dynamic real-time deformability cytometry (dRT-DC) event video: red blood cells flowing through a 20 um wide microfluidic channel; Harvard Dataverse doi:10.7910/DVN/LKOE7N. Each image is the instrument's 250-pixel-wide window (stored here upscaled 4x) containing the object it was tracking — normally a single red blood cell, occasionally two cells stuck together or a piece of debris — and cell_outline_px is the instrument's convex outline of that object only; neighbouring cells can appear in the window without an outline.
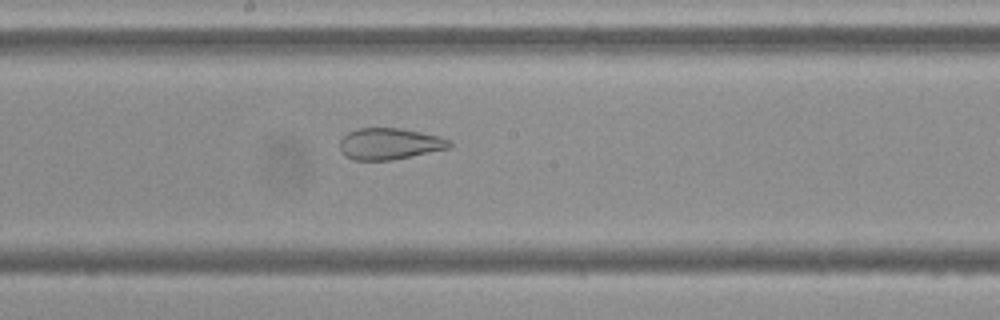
{"species": "Egyptian fruit bat (a non-hibernating species)", "species_latin": "Rousettus aegyptiacus", "temperature_condition": "cold", "stored_images_in_passage": 42, "camera_frame_rate_fps": 3000, "um_per_image_px": 0.085, "frame": {"image": 1, "passage_image": 16, "time_ms": 5.0, "image_size_px": [1000, 320], "cell_outline_px": [[452, 144], [448, 148], [392, 160], [356, 160], [344, 156], [340, 152], [340, 140], [348, 132], [356, 128], [400, 128], [440, 136], [452, 140]], "centroid_in_image_um": [33.09, 12.22], "position_along_channel_um": 215.1, "area_um2": 20.11}}
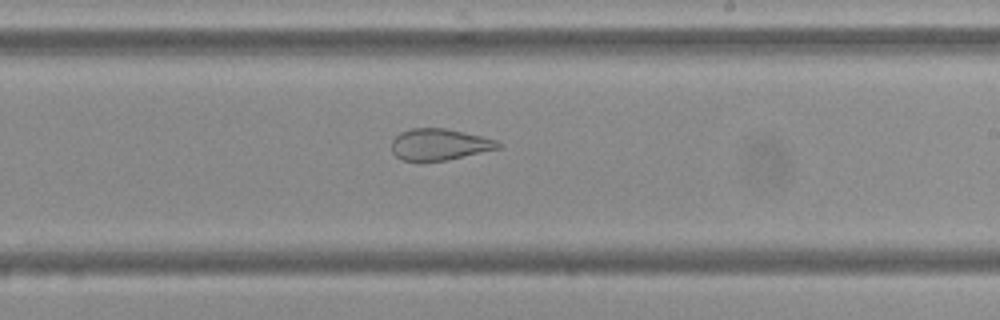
{"frame": {"image": 2, "passage_image": 19, "time_ms": 6.0, "image_size_px": [1000, 320], "cell_outline_px": [[504, 144], [500, 148], [448, 160], [420, 164], [400, 160], [392, 152], [392, 140], [400, 132], [412, 128], [444, 128], [480, 136], [496, 140]], "centroid_in_image_um": [37.3, 12.32], "position_along_channel_um": 251.7, "area_um2": 20.06}}
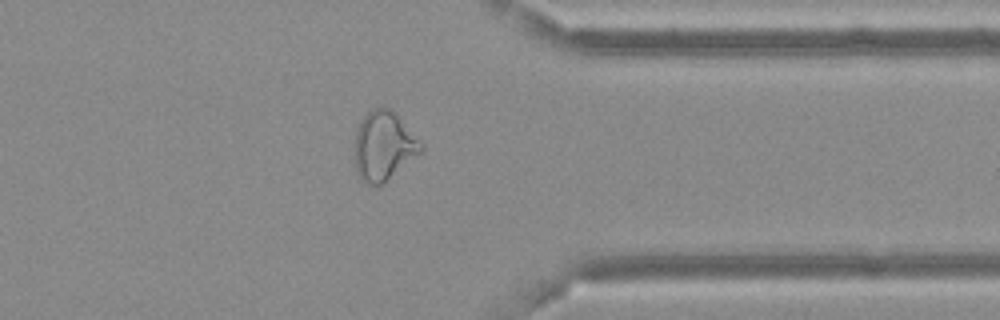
{"frame": {"image": 3, "passage_image": 30, "time_ms": 9.667, "image_size_px": [1000, 320], "cell_outline_px": [[424, 148], [420, 152], [380, 184], [368, 184], [360, 180], [356, 172], [356, 128], [360, 120], [372, 108], [388, 108], [424, 144]], "centroid_in_image_um": [32.58, 12.39], "position_along_channel_um": 378.8, "area_um2": 25.72}, "authors_computed_cell_mechanics": {"area_um2": 25.9522, "velocity_mm_per_s": 3.6654, "shape_relaxation_time_tau1_ms": null, "shape_relaxation_time_tau2_ms": 1.632, "deformation_change_tau1": null, "deformation_change_tau2": 0.0972}}